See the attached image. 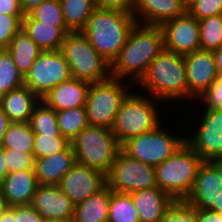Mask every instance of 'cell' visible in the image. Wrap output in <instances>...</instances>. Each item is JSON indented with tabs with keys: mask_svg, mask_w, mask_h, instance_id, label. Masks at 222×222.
Segmentation results:
<instances>
[{
	"mask_svg": "<svg viewBox=\"0 0 222 222\" xmlns=\"http://www.w3.org/2000/svg\"><path fill=\"white\" fill-rule=\"evenodd\" d=\"M20 6L24 14H28L35 7L39 6L43 1L46 0H19Z\"/></svg>",
	"mask_w": 222,
	"mask_h": 222,
	"instance_id": "cell-45",
	"label": "cell"
},
{
	"mask_svg": "<svg viewBox=\"0 0 222 222\" xmlns=\"http://www.w3.org/2000/svg\"><path fill=\"white\" fill-rule=\"evenodd\" d=\"M188 85V102L193 104L214 83L218 76L212 51L197 50L183 55Z\"/></svg>",
	"mask_w": 222,
	"mask_h": 222,
	"instance_id": "cell-14",
	"label": "cell"
},
{
	"mask_svg": "<svg viewBox=\"0 0 222 222\" xmlns=\"http://www.w3.org/2000/svg\"><path fill=\"white\" fill-rule=\"evenodd\" d=\"M60 134L70 143L89 124L85 107H78L56 112Z\"/></svg>",
	"mask_w": 222,
	"mask_h": 222,
	"instance_id": "cell-29",
	"label": "cell"
},
{
	"mask_svg": "<svg viewBox=\"0 0 222 222\" xmlns=\"http://www.w3.org/2000/svg\"><path fill=\"white\" fill-rule=\"evenodd\" d=\"M106 185V175L103 172L75 162L58 187L77 205Z\"/></svg>",
	"mask_w": 222,
	"mask_h": 222,
	"instance_id": "cell-15",
	"label": "cell"
},
{
	"mask_svg": "<svg viewBox=\"0 0 222 222\" xmlns=\"http://www.w3.org/2000/svg\"><path fill=\"white\" fill-rule=\"evenodd\" d=\"M44 222H63V221L49 220V221H44Z\"/></svg>",
	"mask_w": 222,
	"mask_h": 222,
	"instance_id": "cell-53",
	"label": "cell"
},
{
	"mask_svg": "<svg viewBox=\"0 0 222 222\" xmlns=\"http://www.w3.org/2000/svg\"><path fill=\"white\" fill-rule=\"evenodd\" d=\"M186 12L184 0H134L132 14L138 24L161 26Z\"/></svg>",
	"mask_w": 222,
	"mask_h": 222,
	"instance_id": "cell-18",
	"label": "cell"
},
{
	"mask_svg": "<svg viewBox=\"0 0 222 222\" xmlns=\"http://www.w3.org/2000/svg\"><path fill=\"white\" fill-rule=\"evenodd\" d=\"M70 142L61 134H35L33 154L35 159L64 151Z\"/></svg>",
	"mask_w": 222,
	"mask_h": 222,
	"instance_id": "cell-34",
	"label": "cell"
},
{
	"mask_svg": "<svg viewBox=\"0 0 222 222\" xmlns=\"http://www.w3.org/2000/svg\"><path fill=\"white\" fill-rule=\"evenodd\" d=\"M60 51L70 66L71 76L88 83L111 78V64L101 56L81 32H69Z\"/></svg>",
	"mask_w": 222,
	"mask_h": 222,
	"instance_id": "cell-7",
	"label": "cell"
},
{
	"mask_svg": "<svg viewBox=\"0 0 222 222\" xmlns=\"http://www.w3.org/2000/svg\"><path fill=\"white\" fill-rule=\"evenodd\" d=\"M29 124L35 134H60L56 111L48 107L43 101L34 107Z\"/></svg>",
	"mask_w": 222,
	"mask_h": 222,
	"instance_id": "cell-33",
	"label": "cell"
},
{
	"mask_svg": "<svg viewBox=\"0 0 222 222\" xmlns=\"http://www.w3.org/2000/svg\"><path fill=\"white\" fill-rule=\"evenodd\" d=\"M41 100L23 85L0 96V106L10 122L25 123L30 121L34 107Z\"/></svg>",
	"mask_w": 222,
	"mask_h": 222,
	"instance_id": "cell-23",
	"label": "cell"
},
{
	"mask_svg": "<svg viewBox=\"0 0 222 222\" xmlns=\"http://www.w3.org/2000/svg\"><path fill=\"white\" fill-rule=\"evenodd\" d=\"M160 26L136 23L125 45L111 63V77L134 85L146 74L151 62L164 50Z\"/></svg>",
	"mask_w": 222,
	"mask_h": 222,
	"instance_id": "cell-1",
	"label": "cell"
},
{
	"mask_svg": "<svg viewBox=\"0 0 222 222\" xmlns=\"http://www.w3.org/2000/svg\"><path fill=\"white\" fill-rule=\"evenodd\" d=\"M220 191H222V161L203 162L185 201L198 210H209Z\"/></svg>",
	"mask_w": 222,
	"mask_h": 222,
	"instance_id": "cell-17",
	"label": "cell"
},
{
	"mask_svg": "<svg viewBox=\"0 0 222 222\" xmlns=\"http://www.w3.org/2000/svg\"><path fill=\"white\" fill-rule=\"evenodd\" d=\"M24 15L0 14V49H7L15 35L22 29Z\"/></svg>",
	"mask_w": 222,
	"mask_h": 222,
	"instance_id": "cell-37",
	"label": "cell"
},
{
	"mask_svg": "<svg viewBox=\"0 0 222 222\" xmlns=\"http://www.w3.org/2000/svg\"><path fill=\"white\" fill-rule=\"evenodd\" d=\"M138 93L136 89L131 90L122 100L111 127L120 145L130 138L155 130L160 124L165 126L163 115L159 112L162 102L150 95Z\"/></svg>",
	"mask_w": 222,
	"mask_h": 222,
	"instance_id": "cell-4",
	"label": "cell"
},
{
	"mask_svg": "<svg viewBox=\"0 0 222 222\" xmlns=\"http://www.w3.org/2000/svg\"><path fill=\"white\" fill-rule=\"evenodd\" d=\"M218 75H222V46L212 51Z\"/></svg>",
	"mask_w": 222,
	"mask_h": 222,
	"instance_id": "cell-49",
	"label": "cell"
},
{
	"mask_svg": "<svg viewBox=\"0 0 222 222\" xmlns=\"http://www.w3.org/2000/svg\"><path fill=\"white\" fill-rule=\"evenodd\" d=\"M158 222H196V207L185 200H174Z\"/></svg>",
	"mask_w": 222,
	"mask_h": 222,
	"instance_id": "cell-36",
	"label": "cell"
},
{
	"mask_svg": "<svg viewBox=\"0 0 222 222\" xmlns=\"http://www.w3.org/2000/svg\"><path fill=\"white\" fill-rule=\"evenodd\" d=\"M7 50L23 77L43 51L23 29L15 35Z\"/></svg>",
	"mask_w": 222,
	"mask_h": 222,
	"instance_id": "cell-26",
	"label": "cell"
},
{
	"mask_svg": "<svg viewBox=\"0 0 222 222\" xmlns=\"http://www.w3.org/2000/svg\"><path fill=\"white\" fill-rule=\"evenodd\" d=\"M7 207H8V204L5 202V200L3 199L0 193V219Z\"/></svg>",
	"mask_w": 222,
	"mask_h": 222,
	"instance_id": "cell-51",
	"label": "cell"
},
{
	"mask_svg": "<svg viewBox=\"0 0 222 222\" xmlns=\"http://www.w3.org/2000/svg\"><path fill=\"white\" fill-rule=\"evenodd\" d=\"M0 14L25 15L19 0H0Z\"/></svg>",
	"mask_w": 222,
	"mask_h": 222,
	"instance_id": "cell-43",
	"label": "cell"
},
{
	"mask_svg": "<svg viewBox=\"0 0 222 222\" xmlns=\"http://www.w3.org/2000/svg\"><path fill=\"white\" fill-rule=\"evenodd\" d=\"M38 185L34 170L9 172L0 182V193L8 206L28 205Z\"/></svg>",
	"mask_w": 222,
	"mask_h": 222,
	"instance_id": "cell-19",
	"label": "cell"
},
{
	"mask_svg": "<svg viewBox=\"0 0 222 222\" xmlns=\"http://www.w3.org/2000/svg\"><path fill=\"white\" fill-rule=\"evenodd\" d=\"M203 162L185 142L171 157L155 166L158 187L174 200H185Z\"/></svg>",
	"mask_w": 222,
	"mask_h": 222,
	"instance_id": "cell-5",
	"label": "cell"
},
{
	"mask_svg": "<svg viewBox=\"0 0 222 222\" xmlns=\"http://www.w3.org/2000/svg\"><path fill=\"white\" fill-rule=\"evenodd\" d=\"M66 27L71 32L82 31L96 8L93 0H59Z\"/></svg>",
	"mask_w": 222,
	"mask_h": 222,
	"instance_id": "cell-27",
	"label": "cell"
},
{
	"mask_svg": "<svg viewBox=\"0 0 222 222\" xmlns=\"http://www.w3.org/2000/svg\"><path fill=\"white\" fill-rule=\"evenodd\" d=\"M34 20L43 24L66 26L59 0H46L28 13Z\"/></svg>",
	"mask_w": 222,
	"mask_h": 222,
	"instance_id": "cell-35",
	"label": "cell"
},
{
	"mask_svg": "<svg viewBox=\"0 0 222 222\" xmlns=\"http://www.w3.org/2000/svg\"><path fill=\"white\" fill-rule=\"evenodd\" d=\"M16 222H44L42 216L30 205L15 206Z\"/></svg>",
	"mask_w": 222,
	"mask_h": 222,
	"instance_id": "cell-41",
	"label": "cell"
},
{
	"mask_svg": "<svg viewBox=\"0 0 222 222\" xmlns=\"http://www.w3.org/2000/svg\"><path fill=\"white\" fill-rule=\"evenodd\" d=\"M187 12L197 20L222 14V0H196Z\"/></svg>",
	"mask_w": 222,
	"mask_h": 222,
	"instance_id": "cell-39",
	"label": "cell"
},
{
	"mask_svg": "<svg viewBox=\"0 0 222 222\" xmlns=\"http://www.w3.org/2000/svg\"><path fill=\"white\" fill-rule=\"evenodd\" d=\"M139 222H158L174 199L159 187L137 190L129 194Z\"/></svg>",
	"mask_w": 222,
	"mask_h": 222,
	"instance_id": "cell-21",
	"label": "cell"
},
{
	"mask_svg": "<svg viewBox=\"0 0 222 222\" xmlns=\"http://www.w3.org/2000/svg\"><path fill=\"white\" fill-rule=\"evenodd\" d=\"M74 164L75 156L71 144L60 153L35 159L34 172L38 184L58 185Z\"/></svg>",
	"mask_w": 222,
	"mask_h": 222,
	"instance_id": "cell-22",
	"label": "cell"
},
{
	"mask_svg": "<svg viewBox=\"0 0 222 222\" xmlns=\"http://www.w3.org/2000/svg\"><path fill=\"white\" fill-rule=\"evenodd\" d=\"M96 8L133 12L134 0H93Z\"/></svg>",
	"mask_w": 222,
	"mask_h": 222,
	"instance_id": "cell-42",
	"label": "cell"
},
{
	"mask_svg": "<svg viewBox=\"0 0 222 222\" xmlns=\"http://www.w3.org/2000/svg\"><path fill=\"white\" fill-rule=\"evenodd\" d=\"M35 133L29 122H11L4 135L1 146L4 149H12L23 153H33Z\"/></svg>",
	"mask_w": 222,
	"mask_h": 222,
	"instance_id": "cell-28",
	"label": "cell"
},
{
	"mask_svg": "<svg viewBox=\"0 0 222 222\" xmlns=\"http://www.w3.org/2000/svg\"><path fill=\"white\" fill-rule=\"evenodd\" d=\"M132 86L129 82L112 77L90 83L85 103L88 124L111 129L122 100L136 88Z\"/></svg>",
	"mask_w": 222,
	"mask_h": 222,
	"instance_id": "cell-8",
	"label": "cell"
},
{
	"mask_svg": "<svg viewBox=\"0 0 222 222\" xmlns=\"http://www.w3.org/2000/svg\"><path fill=\"white\" fill-rule=\"evenodd\" d=\"M30 205L45 221L72 222L74 207L71 199L58 185H38Z\"/></svg>",
	"mask_w": 222,
	"mask_h": 222,
	"instance_id": "cell-16",
	"label": "cell"
},
{
	"mask_svg": "<svg viewBox=\"0 0 222 222\" xmlns=\"http://www.w3.org/2000/svg\"><path fill=\"white\" fill-rule=\"evenodd\" d=\"M75 162L107 175L121 150L114 133L109 128L88 125L70 143Z\"/></svg>",
	"mask_w": 222,
	"mask_h": 222,
	"instance_id": "cell-6",
	"label": "cell"
},
{
	"mask_svg": "<svg viewBox=\"0 0 222 222\" xmlns=\"http://www.w3.org/2000/svg\"><path fill=\"white\" fill-rule=\"evenodd\" d=\"M160 27L165 50L180 55L200 50L199 22L188 12L164 22Z\"/></svg>",
	"mask_w": 222,
	"mask_h": 222,
	"instance_id": "cell-13",
	"label": "cell"
},
{
	"mask_svg": "<svg viewBox=\"0 0 222 222\" xmlns=\"http://www.w3.org/2000/svg\"><path fill=\"white\" fill-rule=\"evenodd\" d=\"M10 123L9 118L5 115L0 106V145L2 144L4 135Z\"/></svg>",
	"mask_w": 222,
	"mask_h": 222,
	"instance_id": "cell-46",
	"label": "cell"
},
{
	"mask_svg": "<svg viewBox=\"0 0 222 222\" xmlns=\"http://www.w3.org/2000/svg\"><path fill=\"white\" fill-rule=\"evenodd\" d=\"M110 188L106 185L74 207L72 222H108Z\"/></svg>",
	"mask_w": 222,
	"mask_h": 222,
	"instance_id": "cell-25",
	"label": "cell"
},
{
	"mask_svg": "<svg viewBox=\"0 0 222 222\" xmlns=\"http://www.w3.org/2000/svg\"><path fill=\"white\" fill-rule=\"evenodd\" d=\"M195 111L199 118H195L194 131L186 134V143L204 161H222V110L210 108ZM200 113V115H199ZM196 125V128H195ZM198 128V129H197ZM193 133V134H192Z\"/></svg>",
	"mask_w": 222,
	"mask_h": 222,
	"instance_id": "cell-11",
	"label": "cell"
},
{
	"mask_svg": "<svg viewBox=\"0 0 222 222\" xmlns=\"http://www.w3.org/2000/svg\"><path fill=\"white\" fill-rule=\"evenodd\" d=\"M108 222H139L138 213L129 194L110 189Z\"/></svg>",
	"mask_w": 222,
	"mask_h": 222,
	"instance_id": "cell-30",
	"label": "cell"
},
{
	"mask_svg": "<svg viewBox=\"0 0 222 222\" xmlns=\"http://www.w3.org/2000/svg\"><path fill=\"white\" fill-rule=\"evenodd\" d=\"M0 222H16L15 218V206H8L4 211Z\"/></svg>",
	"mask_w": 222,
	"mask_h": 222,
	"instance_id": "cell-48",
	"label": "cell"
},
{
	"mask_svg": "<svg viewBox=\"0 0 222 222\" xmlns=\"http://www.w3.org/2000/svg\"><path fill=\"white\" fill-rule=\"evenodd\" d=\"M106 180L113 192L124 194L158 187L155 167L129 157L122 150L114 159Z\"/></svg>",
	"mask_w": 222,
	"mask_h": 222,
	"instance_id": "cell-10",
	"label": "cell"
},
{
	"mask_svg": "<svg viewBox=\"0 0 222 222\" xmlns=\"http://www.w3.org/2000/svg\"><path fill=\"white\" fill-rule=\"evenodd\" d=\"M22 29L43 51L60 50L65 36L71 32L66 26L43 24L29 14H25L22 19Z\"/></svg>",
	"mask_w": 222,
	"mask_h": 222,
	"instance_id": "cell-24",
	"label": "cell"
},
{
	"mask_svg": "<svg viewBox=\"0 0 222 222\" xmlns=\"http://www.w3.org/2000/svg\"><path fill=\"white\" fill-rule=\"evenodd\" d=\"M168 129L160 124L153 131L128 139L121 145V150L129 157L155 167L186 142L184 133L178 136L175 131L172 134Z\"/></svg>",
	"mask_w": 222,
	"mask_h": 222,
	"instance_id": "cell-9",
	"label": "cell"
},
{
	"mask_svg": "<svg viewBox=\"0 0 222 222\" xmlns=\"http://www.w3.org/2000/svg\"><path fill=\"white\" fill-rule=\"evenodd\" d=\"M200 49L214 51L222 46V14L198 20Z\"/></svg>",
	"mask_w": 222,
	"mask_h": 222,
	"instance_id": "cell-31",
	"label": "cell"
},
{
	"mask_svg": "<svg viewBox=\"0 0 222 222\" xmlns=\"http://www.w3.org/2000/svg\"><path fill=\"white\" fill-rule=\"evenodd\" d=\"M24 85V77L18 71L7 49H0V96Z\"/></svg>",
	"mask_w": 222,
	"mask_h": 222,
	"instance_id": "cell-32",
	"label": "cell"
},
{
	"mask_svg": "<svg viewBox=\"0 0 222 222\" xmlns=\"http://www.w3.org/2000/svg\"><path fill=\"white\" fill-rule=\"evenodd\" d=\"M196 0H184L186 8H188Z\"/></svg>",
	"mask_w": 222,
	"mask_h": 222,
	"instance_id": "cell-52",
	"label": "cell"
},
{
	"mask_svg": "<svg viewBox=\"0 0 222 222\" xmlns=\"http://www.w3.org/2000/svg\"><path fill=\"white\" fill-rule=\"evenodd\" d=\"M9 171L7 169L4 148L0 145V182L8 175Z\"/></svg>",
	"mask_w": 222,
	"mask_h": 222,
	"instance_id": "cell-47",
	"label": "cell"
},
{
	"mask_svg": "<svg viewBox=\"0 0 222 222\" xmlns=\"http://www.w3.org/2000/svg\"><path fill=\"white\" fill-rule=\"evenodd\" d=\"M196 222H222V214L211 210L196 209Z\"/></svg>",
	"mask_w": 222,
	"mask_h": 222,
	"instance_id": "cell-44",
	"label": "cell"
},
{
	"mask_svg": "<svg viewBox=\"0 0 222 222\" xmlns=\"http://www.w3.org/2000/svg\"><path fill=\"white\" fill-rule=\"evenodd\" d=\"M209 210L222 214V191H220L216 199L213 200Z\"/></svg>",
	"mask_w": 222,
	"mask_h": 222,
	"instance_id": "cell-50",
	"label": "cell"
},
{
	"mask_svg": "<svg viewBox=\"0 0 222 222\" xmlns=\"http://www.w3.org/2000/svg\"><path fill=\"white\" fill-rule=\"evenodd\" d=\"M142 93L170 104L188 100L185 63L183 55L163 50L149 65L136 87ZM145 91V92H144Z\"/></svg>",
	"mask_w": 222,
	"mask_h": 222,
	"instance_id": "cell-2",
	"label": "cell"
},
{
	"mask_svg": "<svg viewBox=\"0 0 222 222\" xmlns=\"http://www.w3.org/2000/svg\"><path fill=\"white\" fill-rule=\"evenodd\" d=\"M4 157L9 172L34 170L35 157L33 153L4 149Z\"/></svg>",
	"mask_w": 222,
	"mask_h": 222,
	"instance_id": "cell-38",
	"label": "cell"
},
{
	"mask_svg": "<svg viewBox=\"0 0 222 222\" xmlns=\"http://www.w3.org/2000/svg\"><path fill=\"white\" fill-rule=\"evenodd\" d=\"M71 77L70 66L60 50L42 51L24 77V85L41 100Z\"/></svg>",
	"mask_w": 222,
	"mask_h": 222,
	"instance_id": "cell-12",
	"label": "cell"
},
{
	"mask_svg": "<svg viewBox=\"0 0 222 222\" xmlns=\"http://www.w3.org/2000/svg\"><path fill=\"white\" fill-rule=\"evenodd\" d=\"M135 24L136 20L131 12L95 8L81 32L111 64L125 45Z\"/></svg>",
	"mask_w": 222,
	"mask_h": 222,
	"instance_id": "cell-3",
	"label": "cell"
},
{
	"mask_svg": "<svg viewBox=\"0 0 222 222\" xmlns=\"http://www.w3.org/2000/svg\"><path fill=\"white\" fill-rule=\"evenodd\" d=\"M90 83L71 77L53 87L41 101L54 111L85 107Z\"/></svg>",
	"mask_w": 222,
	"mask_h": 222,
	"instance_id": "cell-20",
	"label": "cell"
},
{
	"mask_svg": "<svg viewBox=\"0 0 222 222\" xmlns=\"http://www.w3.org/2000/svg\"><path fill=\"white\" fill-rule=\"evenodd\" d=\"M201 101V102H200ZM202 108L222 110V75H218L214 83L195 101Z\"/></svg>",
	"mask_w": 222,
	"mask_h": 222,
	"instance_id": "cell-40",
	"label": "cell"
}]
</instances>
